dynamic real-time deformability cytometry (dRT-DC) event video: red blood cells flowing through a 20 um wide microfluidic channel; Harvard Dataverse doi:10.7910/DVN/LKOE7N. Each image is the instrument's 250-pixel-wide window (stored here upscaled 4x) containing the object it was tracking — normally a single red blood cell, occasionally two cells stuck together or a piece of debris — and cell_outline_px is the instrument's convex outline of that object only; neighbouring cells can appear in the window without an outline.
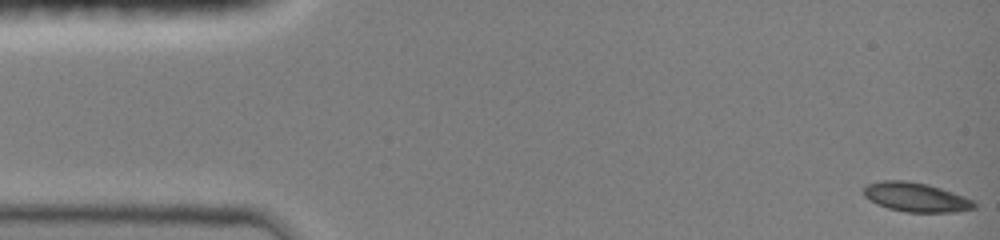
{"species": "common noctule bat (a hibernating species)", "species_latin": "Nyctalus noctula", "temperature_condition": "room temperature", "stored_images_in_passage": 47, "camera_frame_rate_fps": 3000, "um_per_image_px": 0.085, "animal": {"sex": "female", "body_mass_g": 19.0, "forearm_length_mm": 51.5}, "frame": {"image": 1, "passage_image": 1, "time_ms": 0.0, "image_size_px": [1000, 240], "cell_outline_px": [[976, 208], [956, 212], [904, 212], [888, 208], [876, 204], [864, 196], [864, 188], [868, 184], [880, 180], [904, 180], [928, 184], [964, 196], [972, 200], [976, 204]], "centroid_in_image_um": [77.84, 16.76], "position_along_channel_um": 7.2, "area_um2": 18.84}}
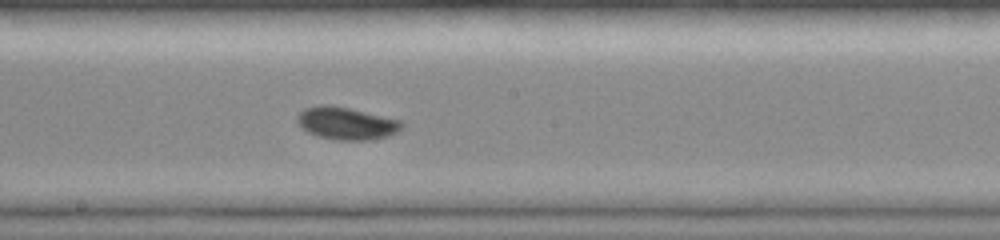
{"frame": {"image": 2, "passage_image": 26, "time_ms": 8.333, "image_size_px": [1000, 240], "cell_outline_px": [[404, 124], [396, 132], [388, 136], [368, 140], [336, 140], [320, 136], [308, 132], [300, 128], [296, 120], [296, 116], [304, 108], [320, 104], [328, 104], [348, 108], [400, 120]], "centroid_in_image_um": [29.39, 10.48], "position_along_channel_um": 218.8, "area_um2": 19.71}}
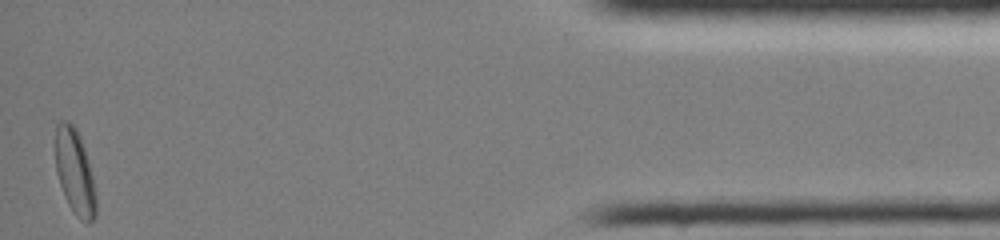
{"frame": {"image": 3, "passage_image": 47, "time_ms": 15.333, "image_size_px": [1000, 240], "cell_outline_px": [[96, 216], [88, 224], [80, 220], [76, 216], [68, 204], [60, 184], [56, 172], [56, 124], [60, 120], [68, 120], [76, 128], [80, 136], [84, 148], [92, 176], [96, 196]], "centroid_in_image_um": [6.36, 14.63], "position_along_channel_um": 428.8, "area_um2": 20.06}, "authors_computed_cell_mechanics": {"area_um2": 18.8428, "velocity_mm_per_s": 4.0104, "shape_relaxation_time_tau1_ms": 3.691, "shape_relaxation_time_tau2_ms": null, "deformation_change_tau1": 0.1067, "deformation_change_tau2": null}}